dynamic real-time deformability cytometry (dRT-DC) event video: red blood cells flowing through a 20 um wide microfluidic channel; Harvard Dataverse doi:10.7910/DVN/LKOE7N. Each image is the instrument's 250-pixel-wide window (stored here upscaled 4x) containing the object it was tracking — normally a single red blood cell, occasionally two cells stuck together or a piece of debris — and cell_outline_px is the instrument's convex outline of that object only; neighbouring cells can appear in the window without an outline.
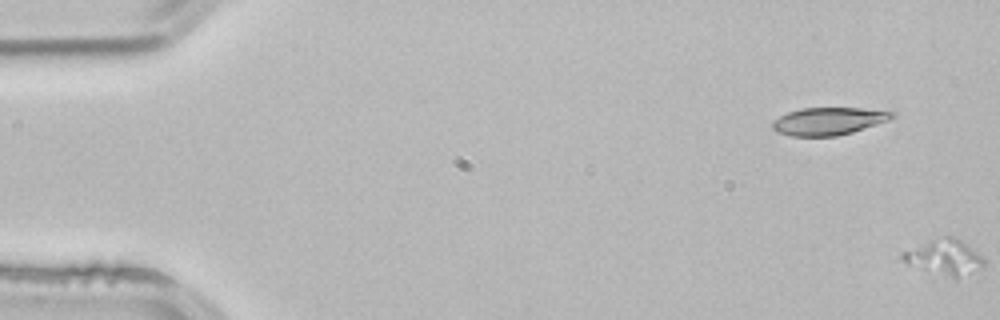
{"species": "common noctule bat (a hibernating species)", "species_latin": "Nyctalus noctula", "temperature_condition": "room temperature", "stored_images_in_passage": 2, "camera_frame_rate_fps": 3000, "um_per_image_px": 0.085, "animal": {"sex": "male", "body_mass_g": 21.5, "forearm_length_mm": 52.0}, "frame": {"image": 1, "passage_image": 2, "time_ms": 0.333, "image_size_px": [1000, 320], "cell_outline_px": [[984, 268], [956, 280], [908, 264], [900, 256], [900, 252], [936, 236], [952, 236], [960, 240], [976, 252], [984, 260]], "centroid_in_image_um": [80.26, 21.87], "position_along_channel_um": 4.7, "area_um2": 17.05}}